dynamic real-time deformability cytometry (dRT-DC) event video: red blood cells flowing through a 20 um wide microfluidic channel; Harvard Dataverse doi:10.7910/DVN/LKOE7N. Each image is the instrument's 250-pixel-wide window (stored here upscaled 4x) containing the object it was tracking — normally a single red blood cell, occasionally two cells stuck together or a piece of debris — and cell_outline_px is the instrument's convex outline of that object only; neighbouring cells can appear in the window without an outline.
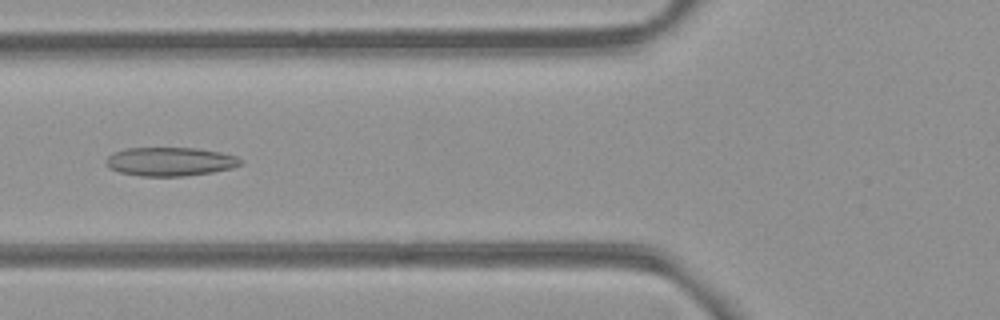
{"species": "common noctule bat (a hibernating species)", "species_latin": "Nyctalus noctula", "temperature_condition": "room temperature", "stored_images_in_passage": 52, "camera_frame_rate_fps": 3000, "um_per_image_px": 0.085, "animal": {"sex": "female", "body_mass_g": 21.9}, "frame": {"image": 1, "passage_image": 20, "time_ms": 6.333, "image_size_px": [1000, 320], "cell_outline_px": [[244, 164], [232, 168], [212, 172], [184, 176], [140, 176], [120, 172], [108, 168], [104, 164], [104, 160], [112, 152], [128, 148], [196, 148], [220, 152], [236, 156], [244, 160]], "centroid_in_image_um": [14.45, 13.73], "position_along_channel_um": 111.3, "area_um2": 22.77}}
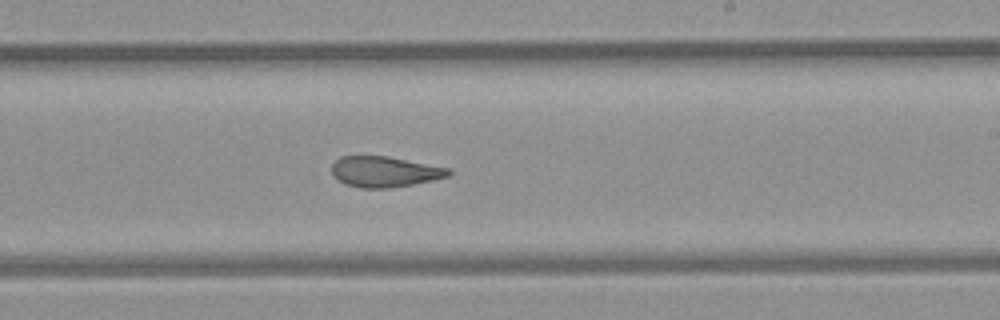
{"frame": {"image": 2, "passage_image": 31, "time_ms": 10.0, "image_size_px": [1000, 320], "cell_outline_px": [[452, 172], [448, 176], [432, 180], [392, 188], [360, 188], [344, 184], [332, 172], [332, 164], [340, 156], [384, 156], [448, 168]], "centroid_in_image_um": [32.66, 14.6], "position_along_channel_um": 256.3, "area_um2": 20.52}}
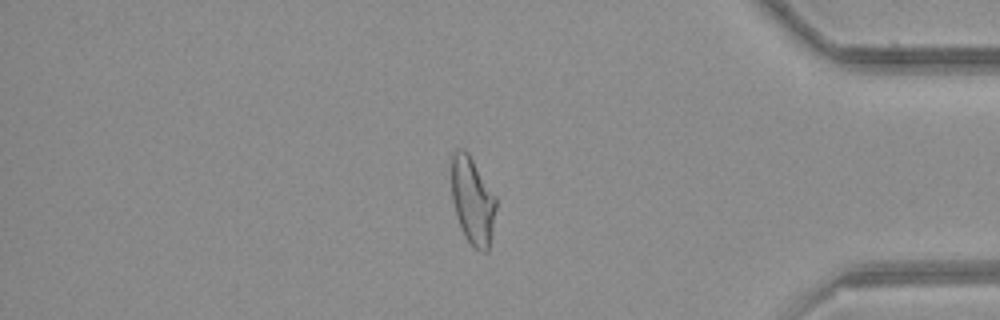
{"frame": {"image": 3, "passage_image": 44, "time_ms": 14.333, "image_size_px": [1000, 320], "cell_outline_px": [[496, 208], [492, 236], [488, 252], [480, 252], [464, 236], [456, 216], [452, 200], [452, 156], [456, 148], [464, 148], [468, 152], [496, 196]], "centroid_in_image_um": [40.18, 17.06], "position_along_channel_um": 395.0, "area_um2": 22.83}, "authors_computed_cell_mechanics": {"area_um2": 23.5824, "velocity_mm_per_s": 3.9458, "shape_relaxation_time_tau1_ms": null, "shape_relaxation_time_tau2_ms": 2.5071, "deformation_change_tau1": null, "deformation_change_tau2": 0.1006}}